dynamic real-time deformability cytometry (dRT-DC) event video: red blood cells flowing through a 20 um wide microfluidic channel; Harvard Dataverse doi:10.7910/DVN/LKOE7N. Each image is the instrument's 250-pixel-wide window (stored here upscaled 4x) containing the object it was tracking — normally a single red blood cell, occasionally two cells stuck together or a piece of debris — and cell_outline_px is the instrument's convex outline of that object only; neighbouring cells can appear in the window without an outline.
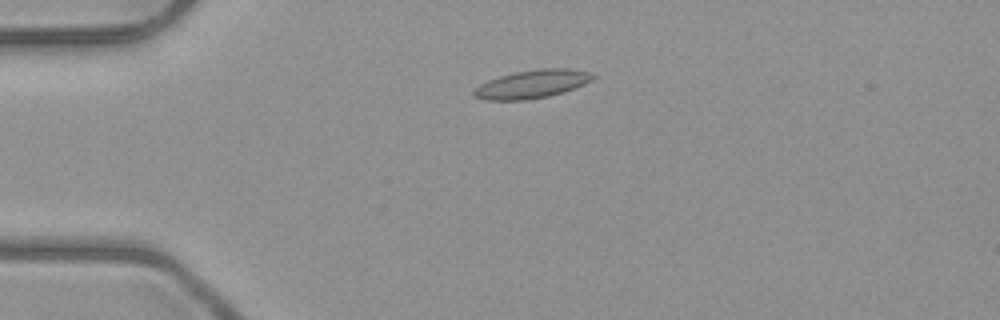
{"species": "common noctule bat (a hibernating species)", "species_latin": "Nyctalus noctula", "temperature_condition": "room temperature", "stored_images_in_passage": 2, "camera_frame_rate_fps": 3000, "um_per_image_px": 0.085, "animal": {"sex": "male", "body_mass_g": 23.1, "forearm_length_mm": 52.7}, "frame": {"image": 1, "passage_image": 1, "time_ms": 0.0, "image_size_px": [1000, 320], "cell_outline_px": [[596, 76], [592, 80], [584, 84], [564, 92], [548, 96], [524, 100], [488, 100], [476, 96], [472, 92], [480, 84], [488, 80], [500, 76], [516, 72], [540, 68], [568, 68], [592, 72]], "centroid_in_image_um": [45.27, 7.13], "position_along_channel_um": 39.7, "area_um2": 19.48}}